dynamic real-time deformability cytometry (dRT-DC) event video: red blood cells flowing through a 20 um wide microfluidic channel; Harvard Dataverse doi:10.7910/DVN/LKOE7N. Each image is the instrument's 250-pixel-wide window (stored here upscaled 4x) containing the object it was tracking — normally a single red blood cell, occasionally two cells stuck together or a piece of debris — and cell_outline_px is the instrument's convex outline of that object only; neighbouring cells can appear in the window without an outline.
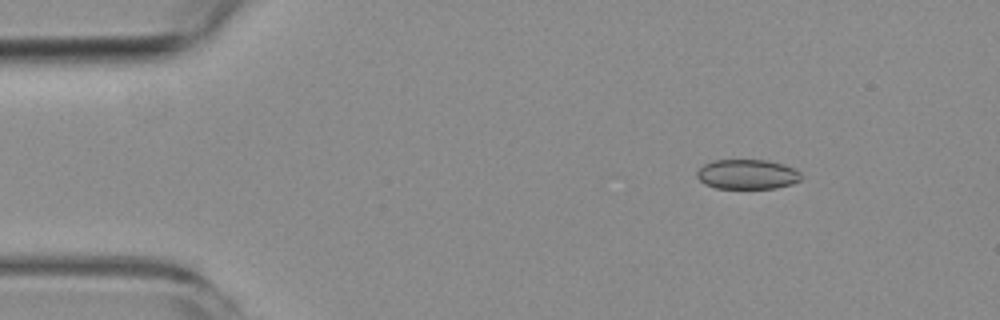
{"species": "common noctule bat (a hibernating species)", "species_latin": "Nyctalus noctula", "temperature_condition": "room temperature", "stored_images_in_passage": 5, "camera_frame_rate_fps": 3000, "um_per_image_px": 0.085, "animal": {"sex": "female", "body_mass_g": 19.3, "forearm_length_mm": 54.1}, "frame": {"image": 1, "passage_image": 2, "time_ms": 1.333, "image_size_px": [1000, 320], "cell_outline_px": [[804, 176], [800, 180], [792, 184], [776, 188], [716, 188], [704, 184], [696, 176], [696, 172], [704, 164], [712, 160], [768, 160], [784, 164], [800, 172]], "centroid_in_image_um": [63.52, 14.81], "position_along_channel_um": 21.5, "area_um2": 18.21}}